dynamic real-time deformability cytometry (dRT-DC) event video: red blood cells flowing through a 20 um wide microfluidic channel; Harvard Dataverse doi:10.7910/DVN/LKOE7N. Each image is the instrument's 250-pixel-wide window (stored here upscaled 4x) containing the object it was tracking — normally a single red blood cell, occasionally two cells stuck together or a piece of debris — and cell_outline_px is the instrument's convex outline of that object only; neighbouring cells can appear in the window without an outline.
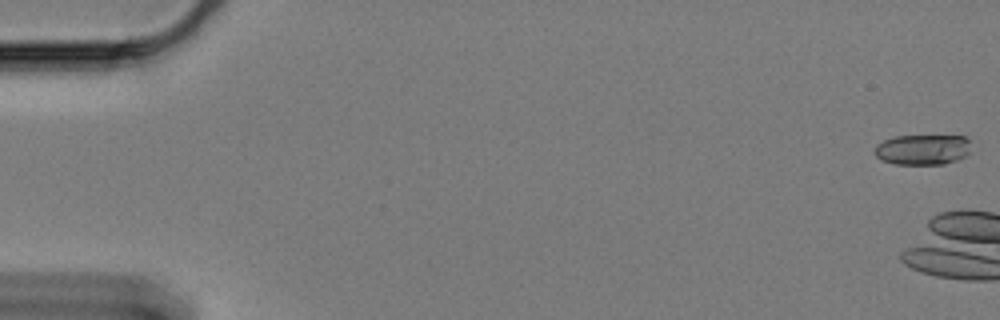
{"species": "Egyptian fruit bat (a non-hibernating species)", "species_latin": "Rousettus aegyptiacus", "temperature_condition": "cold", "stored_images_in_passage": 13, "camera_frame_rate_fps": 3000, "um_per_image_px": 0.085, "animal": {"sex": "female"}, "frame": {"image": 1, "passage_image": 1, "time_ms": 0.0, "image_size_px": [1000, 320], "cell_outline_px": [[968, 152], [964, 156], [956, 160], [944, 164], [896, 164], [880, 160], [872, 152], [876, 144], [884, 140], [896, 136], [964, 136], [968, 140]], "centroid_in_image_um": [78.34, 12.72], "position_along_channel_um": 6.7, "area_um2": 16.99}}